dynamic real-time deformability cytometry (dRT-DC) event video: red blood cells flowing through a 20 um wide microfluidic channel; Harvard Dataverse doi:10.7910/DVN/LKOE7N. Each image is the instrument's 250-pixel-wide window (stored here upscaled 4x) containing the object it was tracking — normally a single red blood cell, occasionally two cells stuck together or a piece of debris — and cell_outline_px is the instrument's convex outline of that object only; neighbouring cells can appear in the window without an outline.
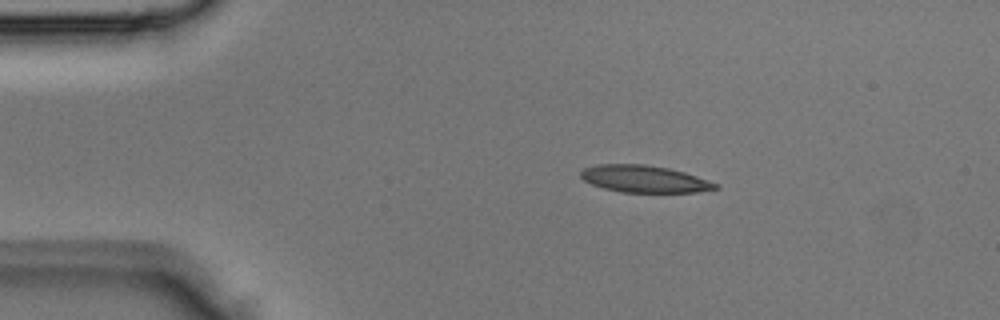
{"species": "Egyptian fruit bat (a non-hibernating species)", "species_latin": "Rousettus aegyptiacus", "temperature_condition": "room temperature", "stored_images_in_passage": 1, "camera_frame_rate_fps": 3000, "um_per_image_px": 0.085, "animal": {"sex": "male"}, "frame": {"image": 1, "passage_image": 1, "time_ms": 0.0, "image_size_px": [1000, 320], "cell_outline_px": [[720, 188], [696, 192], [620, 192], [604, 188], [592, 184], [584, 180], [580, 176], [580, 172], [584, 168], [596, 164], [644, 164], [668, 168], [684, 172], [720, 184]], "centroid_in_image_um": [54.77, 15.21], "position_along_channel_um": 30.2, "area_um2": 21.21}}